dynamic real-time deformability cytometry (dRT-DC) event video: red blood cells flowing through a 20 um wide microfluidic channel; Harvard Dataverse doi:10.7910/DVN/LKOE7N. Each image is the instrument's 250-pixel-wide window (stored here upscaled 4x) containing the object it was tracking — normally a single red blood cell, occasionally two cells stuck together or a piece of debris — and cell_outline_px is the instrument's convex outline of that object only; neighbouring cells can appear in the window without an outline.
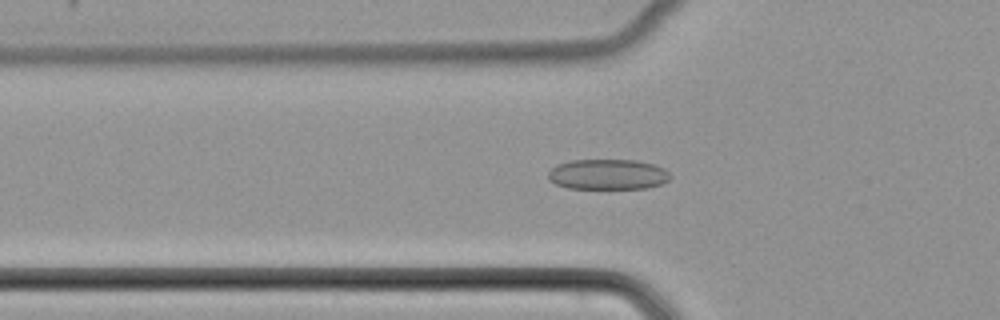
{"species": "common noctule bat (a hibernating species)", "species_latin": "Nyctalus noctula", "temperature_condition": "cold", "stored_images_in_passage": 51, "camera_frame_rate_fps": 3000, "um_per_image_px": 0.085, "animal": {"sex": "female", "body_mass_g": 22.7, "forearm_length_mm": 54.2}, "frame": {"image": 1, "passage_image": 18, "time_ms": 5.667, "image_size_px": [1000, 320], "cell_outline_px": [[672, 176], [668, 180], [660, 184], [648, 188], [568, 188], [556, 184], [548, 180], [548, 172], [556, 164], [572, 160], [636, 160], [656, 164], [664, 168]], "centroid_in_image_um": [51.67, 14.81], "position_along_channel_um": 74.1, "area_um2": 21.73}}
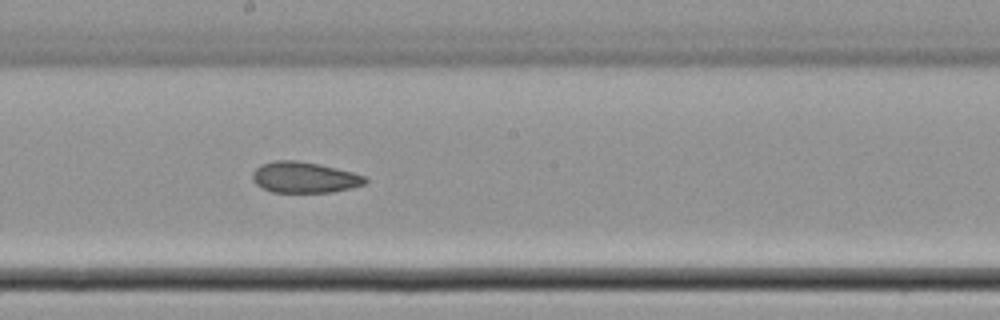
{"frame": {"image": 2, "passage_image": 29, "time_ms": 9.333, "image_size_px": [1000, 320], "cell_outline_px": [[368, 180], [364, 184], [332, 192], [272, 192], [260, 188], [252, 180], [252, 172], [260, 164], [276, 160], [296, 160], [320, 164], [352, 172], [364, 176]], "centroid_in_image_um": [25.81, 15.07], "position_along_channel_um": 222.4, "area_um2": 20.35}}
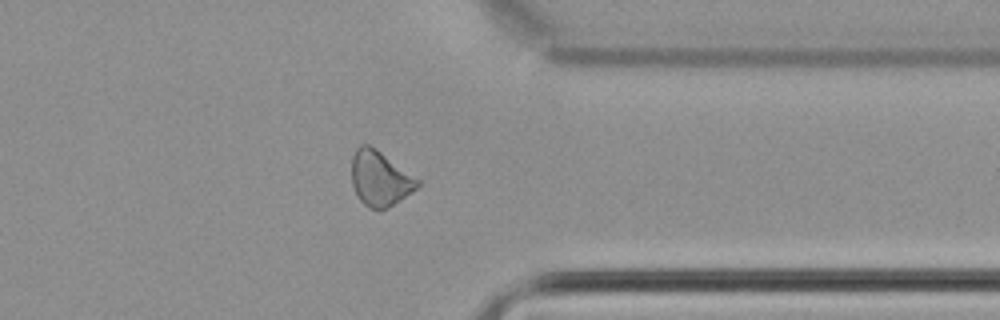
{"frame": {"image": 3, "passage_image": 41, "time_ms": 13.333, "image_size_px": [1000, 320], "cell_outline_px": [[420, 184], [416, 188], [388, 208], [368, 208], [360, 200], [352, 184], [352, 156], [356, 148], [360, 144], [368, 144], [376, 148], [420, 180]], "centroid_in_image_um": [32.27, 15.14], "position_along_channel_um": 379.1, "area_um2": 20.87}}